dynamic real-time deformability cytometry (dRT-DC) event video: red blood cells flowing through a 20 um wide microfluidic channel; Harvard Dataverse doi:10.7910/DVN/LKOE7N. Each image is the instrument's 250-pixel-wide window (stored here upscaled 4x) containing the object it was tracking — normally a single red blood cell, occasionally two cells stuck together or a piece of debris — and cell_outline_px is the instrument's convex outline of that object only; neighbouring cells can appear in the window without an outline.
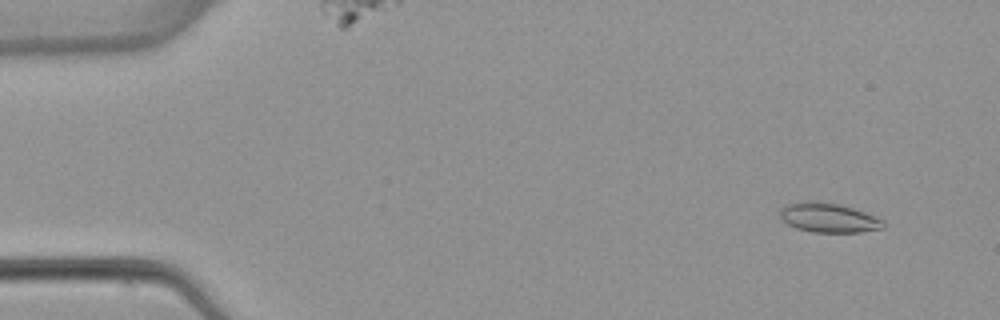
{"species": "common noctule bat (a hibernating species)", "species_latin": "Nyctalus noctula", "temperature_condition": "warm", "stored_images_in_passage": 4, "camera_frame_rate_fps": 3000, "um_per_image_px": 0.085, "animal": {"sex": "female", "body_mass_g": 22.7, "forearm_length_mm": 54.2}, "frame": {"image": 1, "passage_image": 1, "time_ms": 0.0, "image_size_px": [1000, 320], "cell_outline_px": [[884, 228], [860, 232], [812, 232], [796, 228], [788, 224], [780, 216], [780, 208], [784, 204], [804, 200], [812, 200], [840, 204], [876, 216], [884, 220]], "centroid_in_image_um": [70.4, 18.49], "position_along_channel_um": 14.6, "area_um2": 17.92}}
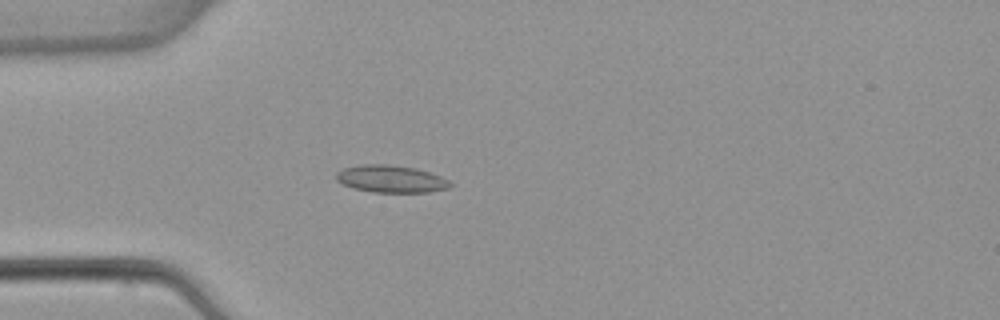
{"frame": {"image": 2, "passage_image": 4, "time_ms": 3.667, "image_size_px": [1000, 320], "cell_outline_px": [[452, 184], [448, 188], [428, 192], [372, 192], [352, 188], [336, 180], [336, 172], [344, 168], [360, 164], [388, 164], [416, 168], [440, 176], [448, 180]], "centroid_in_image_um": [33.2, 15.2], "position_along_channel_um": 51.8, "area_um2": 18.09}}